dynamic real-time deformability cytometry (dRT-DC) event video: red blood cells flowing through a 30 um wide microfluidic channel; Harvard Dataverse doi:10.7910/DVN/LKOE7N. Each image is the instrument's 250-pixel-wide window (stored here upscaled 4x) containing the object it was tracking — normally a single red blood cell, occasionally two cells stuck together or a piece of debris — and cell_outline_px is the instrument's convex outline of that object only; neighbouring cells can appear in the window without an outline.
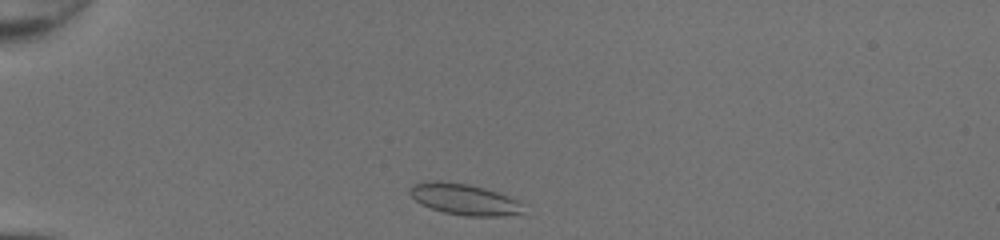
{"species": "common noctule bat (a hibernating species)", "species_latin": "Nyctalus noctula", "temperature_condition": "room temperature", "stored_images_in_passage": 33, "camera_frame_rate_fps": 3000, "um_per_image_px": 0.085, "animal": {"sex": "female", "body_mass_g": 20.0, "forearm_length_mm": 54.0}, "frame": {"image": 1, "passage_image": 1, "time_ms": 0.0, "image_size_px": [1000, 240], "cell_outline_px": [[524, 212], [500, 216], [464, 216], [444, 212], [420, 204], [408, 192], [412, 184], [432, 180], [440, 180], [468, 184], [484, 188], [520, 200], [524, 204]], "centroid_in_image_um": [39.47, 16.93], "position_along_channel_um": 45.5, "area_um2": 20.69}}
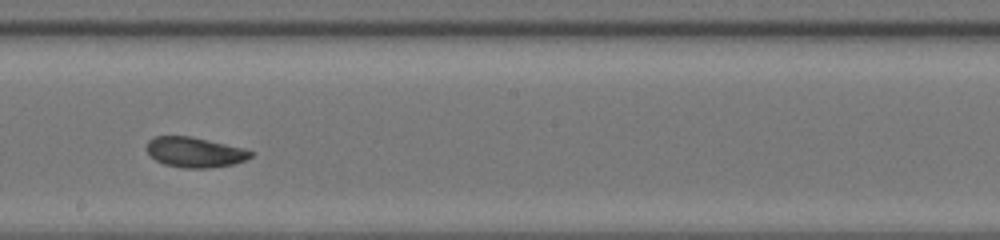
{"frame": {"image": 2, "passage_image": 17, "time_ms": 5.333, "image_size_px": [1000, 240], "cell_outline_px": [[256, 152], [252, 156], [244, 160], [232, 164], [208, 168], [184, 168], [164, 164], [156, 160], [148, 152], [148, 140], [156, 136], [188, 136], [208, 140], [244, 148]], "centroid_in_image_um": [16.59, 12.94], "position_along_channel_um": 231.6, "area_um2": 18.09}}
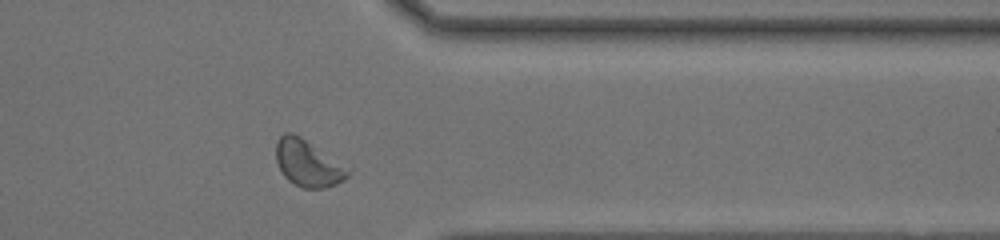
{"frame": {"image": 3, "passage_image": 28, "time_ms": 9.0, "image_size_px": [1000, 240], "cell_outline_px": [[352, 172], [344, 180], [336, 184], [324, 188], [300, 188], [288, 180], [284, 176], [276, 160], [276, 144], [280, 136], [284, 132], [292, 132], [300, 136], [352, 168]], "centroid_in_image_um": [26.22, 13.88], "position_along_channel_um": 385.2, "area_um2": 19.83}, "authors_computed_cell_mechanics": {"area_um2": 18.9006, "velocity_mm_per_s": 4.2888, "shape_relaxation_time_tau1_ms": 6.6304, "shape_relaxation_time_tau2_ms": 1.9958, "deformation_change_tau1": 0.1365, "deformation_change_tau2": 0.0524}}